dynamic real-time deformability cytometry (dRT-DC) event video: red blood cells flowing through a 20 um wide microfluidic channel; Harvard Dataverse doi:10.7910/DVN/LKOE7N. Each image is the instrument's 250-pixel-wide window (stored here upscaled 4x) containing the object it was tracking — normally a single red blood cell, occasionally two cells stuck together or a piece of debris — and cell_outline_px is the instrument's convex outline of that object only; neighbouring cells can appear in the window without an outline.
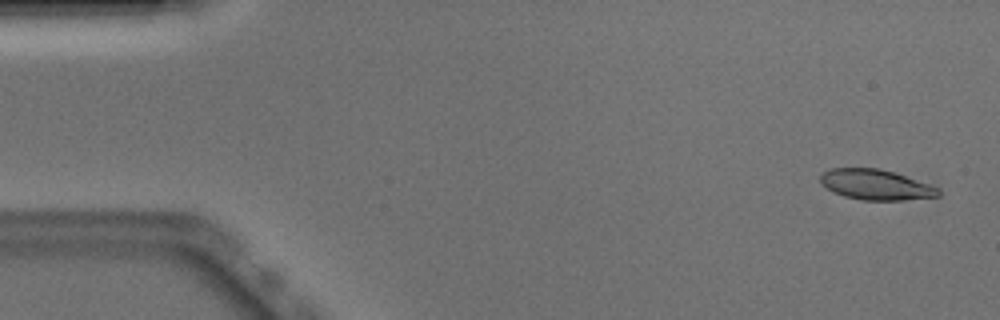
{"species": "Egyptian fruit bat (a non-hibernating species)", "species_latin": "Rousettus aegyptiacus", "temperature_condition": "warm", "stored_images_in_passage": 51, "camera_frame_rate_fps": 3000, "um_per_image_px": 0.085, "animal": {"sex": "male"}, "frame": {"image": 1, "passage_image": 2, "time_ms": 0.333, "image_size_px": [1000, 320], "cell_outline_px": [[940, 196], [904, 200], [864, 200], [844, 196], [832, 192], [820, 184], [820, 176], [824, 172], [832, 168], [880, 168], [940, 188]], "centroid_in_image_um": [74.41, 15.7], "position_along_channel_um": 10.6, "area_um2": 20.75}}
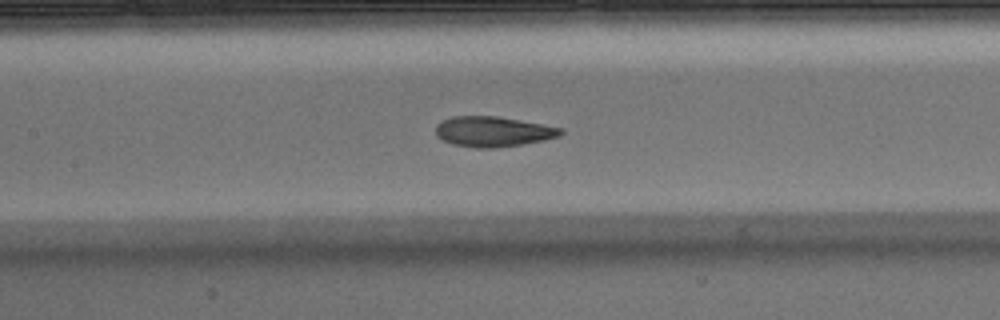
{"frame": {"image": 2, "passage_image": 23, "time_ms": 7.333, "image_size_px": [1000, 320], "cell_outline_px": [[564, 132], [560, 136], [544, 140], [520, 144], [492, 148], [476, 148], [452, 144], [436, 136], [436, 124], [440, 120], [452, 116], [496, 116], [564, 128]], "centroid_in_image_um": [41.89, 11.18], "position_along_channel_um": 165.5, "area_um2": 22.02}}
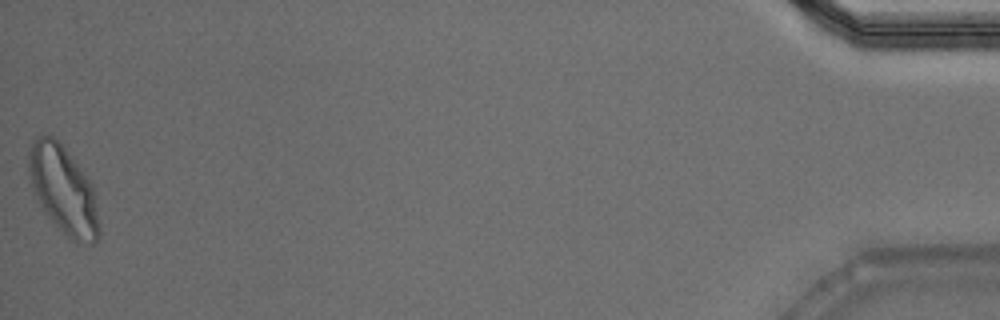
{"frame": {"image": 3, "passage_image": 51, "time_ms": 16.667, "image_size_px": [1000, 320], "cell_outline_px": [[100, 236], [92, 244], [76, 244], [40, 208], [32, 188], [28, 172], [28, 152], [32, 140], [36, 136], [52, 136], [64, 148], [92, 184], [100, 228]], "centroid_in_image_um": [5.36, 16.18], "position_along_channel_um": 429.8, "area_um2": 35.78}, "authors_computed_cell_mechanics": {"area_um2": 22.3108, "velocity_mm_per_s": 3.8937, "shape_relaxation_time_tau1_ms": 3.5627, "shape_relaxation_time_tau2_ms": 1.3419, "deformation_change_tau1": 0.1742, "deformation_change_tau2": 0.0659}}